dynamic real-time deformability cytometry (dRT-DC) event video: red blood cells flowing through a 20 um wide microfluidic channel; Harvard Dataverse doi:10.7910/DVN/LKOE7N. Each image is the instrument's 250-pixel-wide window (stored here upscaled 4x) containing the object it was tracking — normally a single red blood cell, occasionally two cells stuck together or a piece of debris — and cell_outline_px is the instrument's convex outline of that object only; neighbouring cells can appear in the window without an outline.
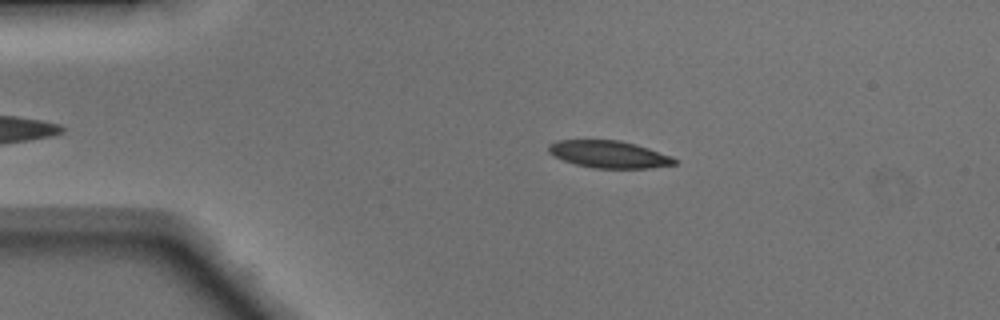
{"species": "Egyptian fruit bat (a non-hibernating species)", "species_latin": "Rousettus aegyptiacus", "temperature_condition": "warm", "stored_images_in_passage": 41, "camera_frame_rate_fps": 3000, "um_per_image_px": 0.085, "animal": {"sex": "male"}, "frame": {"image": 1, "passage_image": 8, "time_ms": 2.333, "image_size_px": [1000, 320], "cell_outline_px": [[676, 164], [648, 168], [592, 168], [576, 164], [564, 160], [548, 152], [548, 144], [556, 140], [620, 140], [636, 144], [672, 156], [676, 160]], "centroid_in_image_um": [51.75, 13.11], "position_along_channel_um": 33.2, "area_um2": 19.88}}
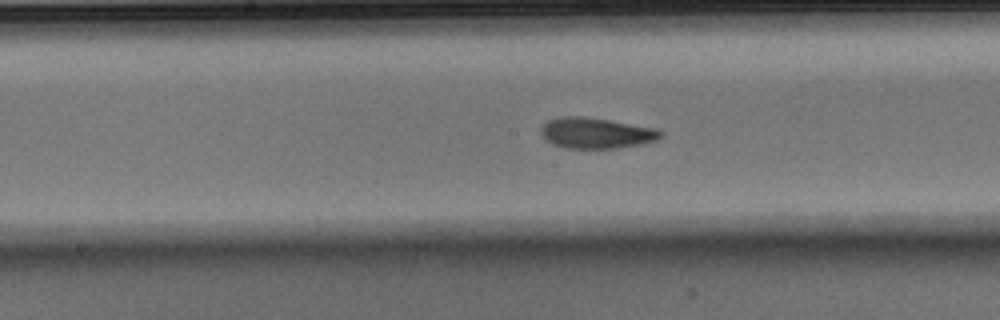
{"frame": {"image": 2, "passage_image": 23, "time_ms": 7.333, "image_size_px": [1000, 320], "cell_outline_px": [[664, 136], [656, 140], [644, 144], [616, 148], [564, 148], [552, 144], [540, 132], [540, 128], [548, 120], [560, 116], [580, 116], [608, 120], [652, 128], [664, 132]], "centroid_in_image_um": [50.67, 11.32], "position_along_channel_um": 197.5, "area_um2": 21.33}}
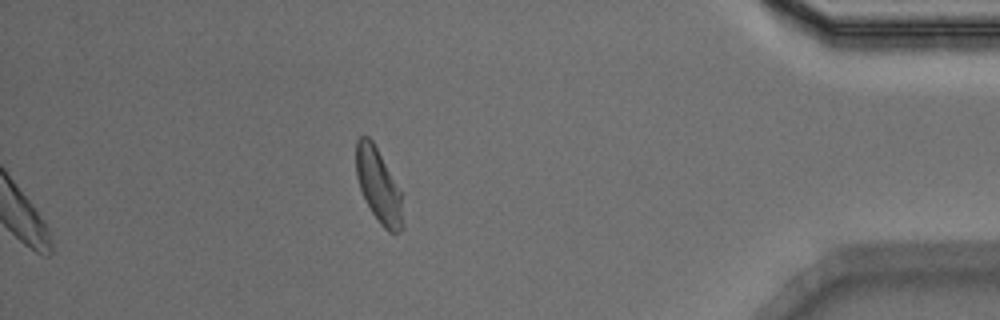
{"frame": {"image": 3, "passage_image": 41, "time_ms": 13.333, "image_size_px": [1000, 320], "cell_outline_px": [[404, 224], [400, 232], [388, 232], [380, 224], [372, 212], [360, 188], [356, 176], [356, 140], [360, 136], [368, 136], [372, 140], [400, 188]], "centroid_in_image_um": [32.19, 15.79], "position_along_channel_um": 403.0, "area_um2": 20.11}, "authors_computed_cell_mechanics": {"area_um2": 21.3282, "velocity_mm_per_s": 4.1369, "shape_relaxation_time_tau1_ms": 5.2198, "shape_relaxation_time_tau2_ms": 1.7354, "deformation_change_tau1": 0.1526, "deformation_change_tau2": 0.0865}}